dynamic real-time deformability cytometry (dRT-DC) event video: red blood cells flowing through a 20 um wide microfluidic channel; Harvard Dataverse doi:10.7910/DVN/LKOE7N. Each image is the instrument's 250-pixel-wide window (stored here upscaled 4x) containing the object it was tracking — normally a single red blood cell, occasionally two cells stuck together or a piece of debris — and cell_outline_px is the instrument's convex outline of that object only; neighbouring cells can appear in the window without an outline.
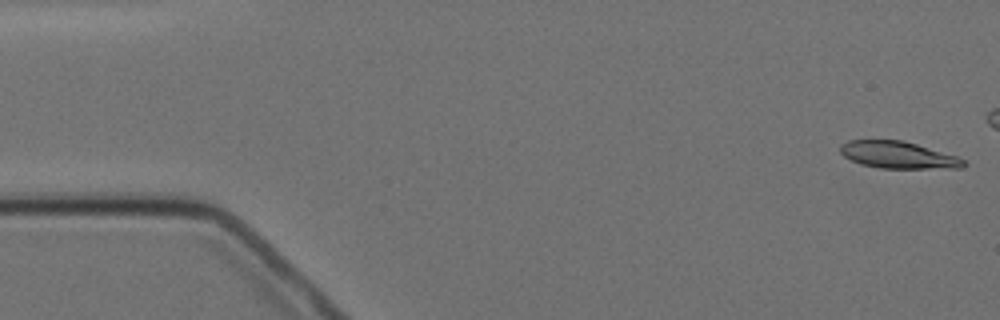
{"species": "Egyptian fruit bat (a non-hibernating species)", "species_latin": "Rousettus aegyptiacus", "temperature_condition": "cold", "stored_images_in_passage": 5, "camera_frame_rate_fps": 3000, "um_per_image_px": 0.085, "animal": {"sex": "female"}, "frame": {"image": 1, "passage_image": 1, "time_ms": 0.0, "image_size_px": [1000, 320], "cell_outline_px": [[968, 164], [964, 168], [880, 168], [860, 164], [844, 156], [840, 152], [840, 144], [848, 140], [904, 140], [956, 156], [964, 160]], "centroid_in_image_um": [76.34, 13.17], "position_along_channel_um": 8.7, "area_um2": 19.42}}